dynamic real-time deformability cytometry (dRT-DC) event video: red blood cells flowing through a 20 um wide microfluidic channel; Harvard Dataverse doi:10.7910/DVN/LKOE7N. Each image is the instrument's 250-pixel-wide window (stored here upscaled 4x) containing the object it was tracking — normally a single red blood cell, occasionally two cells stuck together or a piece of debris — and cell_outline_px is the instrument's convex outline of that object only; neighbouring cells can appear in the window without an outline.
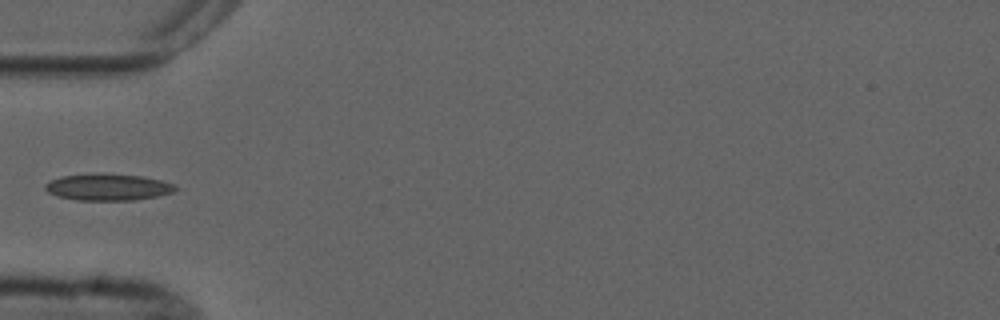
{"species": "common noctule bat (a hibernating species)", "species_latin": "Nyctalus noctula", "temperature_condition": "cold", "stored_images_in_passage": 6, "camera_frame_rate_fps": 3000, "um_per_image_px": 0.085, "animal": {"sex": "male", "forearm_length_mm": 52.5}, "frame": {"image": 1, "passage_image": 5, "time_ms": 5.0, "image_size_px": [1000, 320], "cell_outline_px": [[176, 188], [172, 192], [156, 196], [132, 200], [76, 200], [56, 196], [48, 192], [44, 188], [44, 184], [48, 180], [60, 176], [92, 172], [104, 172], [140, 176], [160, 180], [176, 184]], "centroid_in_image_um": [9.09, 15.88], "position_along_channel_um": 75.9, "area_um2": 20.63}}
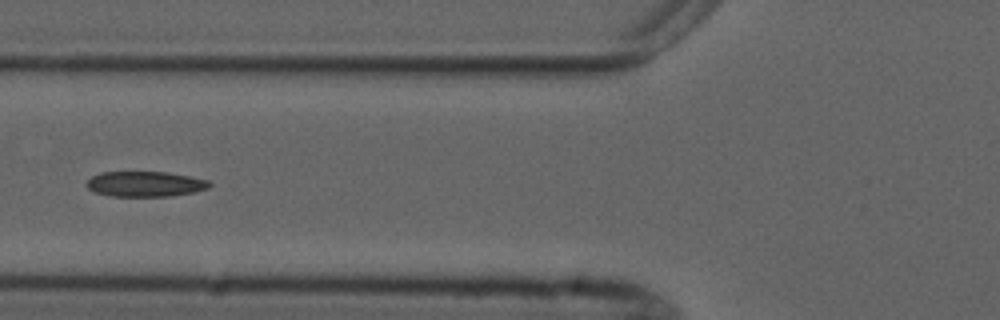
{"frame": {"image": 2, "passage_image": 6, "time_ms": 6.0, "image_size_px": [1000, 320], "cell_outline_px": [[212, 184], [208, 188], [192, 192], [172, 196], [108, 196], [96, 192], [88, 188], [84, 184], [92, 176], [100, 172], [168, 172], [208, 180]], "centroid_in_image_um": [12.31, 15.64], "position_along_channel_um": 113.5, "area_um2": 18.09}}